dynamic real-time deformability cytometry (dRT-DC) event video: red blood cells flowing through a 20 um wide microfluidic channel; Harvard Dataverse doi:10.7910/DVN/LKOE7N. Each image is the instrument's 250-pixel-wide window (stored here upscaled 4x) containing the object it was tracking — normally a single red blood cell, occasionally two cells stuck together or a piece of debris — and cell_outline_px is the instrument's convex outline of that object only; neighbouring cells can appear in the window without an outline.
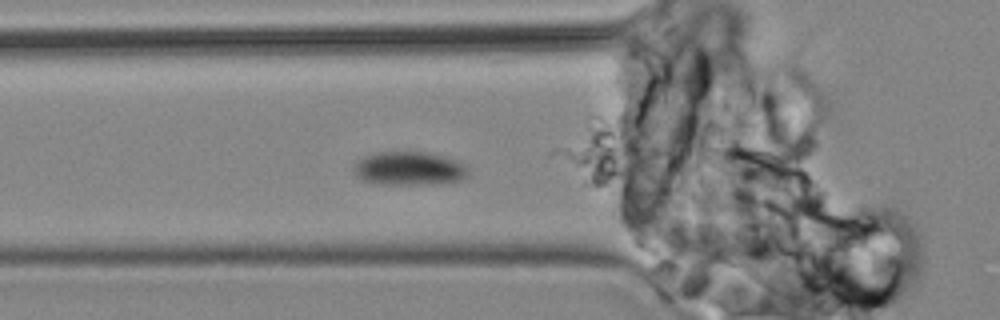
{"species": "common noctule bat (a hibernating species)", "species_latin": "Nyctalus noctula", "temperature_condition": "cold", "stored_images_in_passage": 8, "camera_frame_rate_fps": 3000, "um_per_image_px": 0.085, "animal": {"sex": "male", "body_mass_g": 19.2, "forearm_length_mm": 51.8}, "frame": {"image": 1, "passage_image": 3, "time_ms": 2.333, "image_size_px": [1000, 320], "cell_outline_px": [[468, 176], [460, 180], [436, 184], [372, 184], [360, 180], [356, 176], [352, 168], [364, 156], [380, 152], [428, 152], [464, 164], [468, 168]], "centroid_in_image_um": [34.74, 14.34], "position_along_channel_um": 91.1, "area_um2": 22.37}}
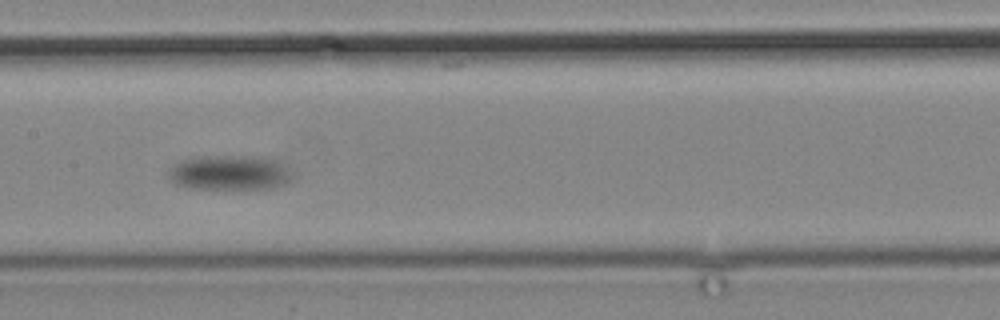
{"frame": {"image": 2, "passage_image": 7, "time_ms": 6.667, "image_size_px": [1000, 320], "cell_outline_px": [[292, 180], [288, 184], [276, 188], [188, 188], [176, 184], [168, 176], [168, 172], [180, 160], [200, 156], [264, 156], [280, 164], [292, 176]], "centroid_in_image_um": [19.51, 14.68], "position_along_channel_um": 187.9, "area_um2": 24.85}}
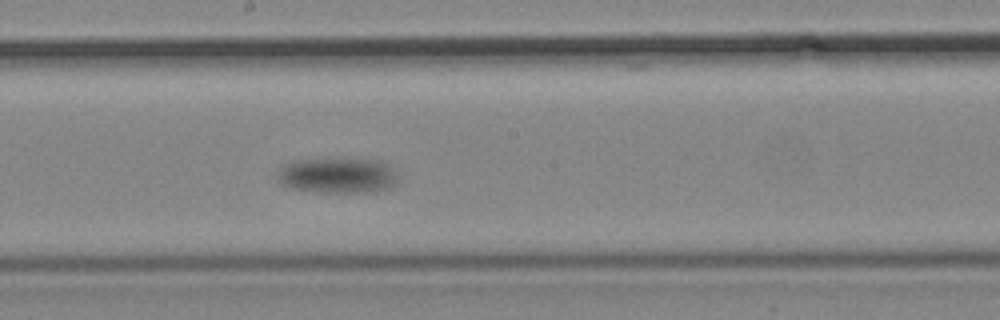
{"frame": {"image": 3, "passage_image": 8, "time_ms": 8.0, "image_size_px": [1000, 320], "cell_outline_px": [[400, 180], [396, 184], [388, 188], [368, 192], [320, 192], [288, 188], [280, 184], [276, 180], [276, 172], [284, 164], [292, 160], [384, 160], [392, 168]], "centroid_in_image_um": [28.66, 14.93], "position_along_channel_um": 219.5, "area_um2": 25.03}}